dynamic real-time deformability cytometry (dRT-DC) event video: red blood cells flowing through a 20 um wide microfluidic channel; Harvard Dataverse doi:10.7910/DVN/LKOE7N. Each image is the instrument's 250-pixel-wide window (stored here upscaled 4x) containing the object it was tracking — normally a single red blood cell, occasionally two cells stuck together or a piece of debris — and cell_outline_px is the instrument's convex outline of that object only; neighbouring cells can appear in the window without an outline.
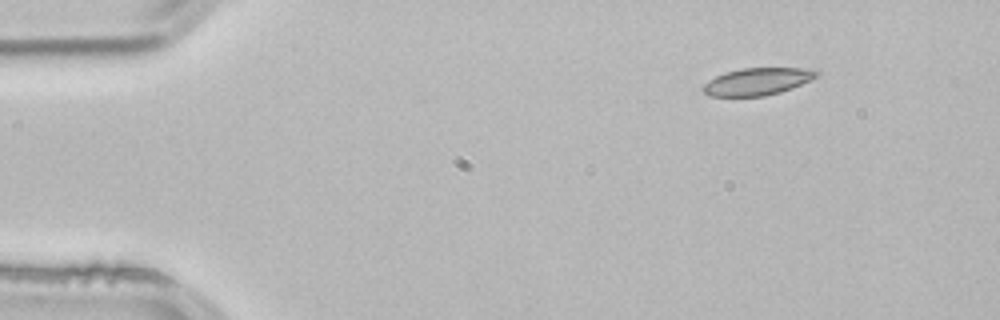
{"species": "common noctule bat (a hibernating species)", "species_latin": "Nyctalus noctula", "temperature_condition": "room temperature", "stored_images_in_passage": 3, "camera_frame_rate_fps": 3000, "um_per_image_px": 0.085, "animal": {"sex": "male", "body_mass_g": 21.5, "forearm_length_mm": 52.0}, "frame": {"image": 1, "passage_image": 1, "time_ms": 0.0, "image_size_px": [1000, 320], "cell_outline_px": [[820, 72], [816, 76], [792, 88], [780, 92], [764, 96], [708, 96], [700, 88], [708, 80], [716, 76], [740, 68], [812, 68]], "centroid_in_image_um": [64.35, 6.93], "position_along_channel_um": 20.7, "area_um2": 17.92}}
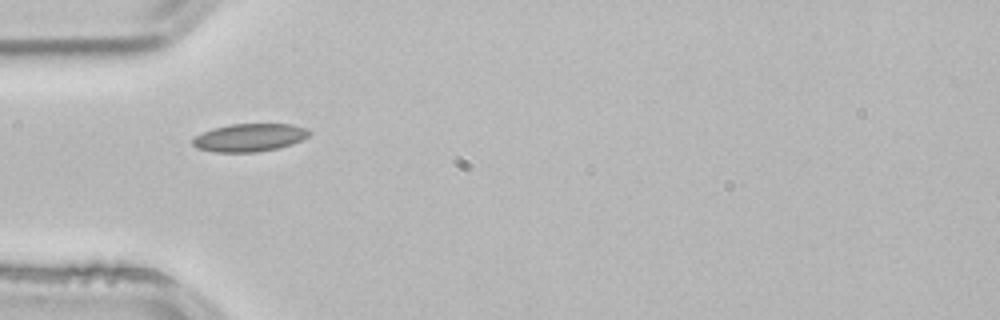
{"frame": {"image": 2, "passage_image": 3, "time_ms": 0.667, "image_size_px": [1000, 320], "cell_outline_px": [[312, 132], [308, 136], [292, 144], [276, 148], [256, 152], [212, 152], [196, 148], [192, 144], [192, 140], [196, 136], [212, 128], [232, 124], [292, 124], [304, 128]], "centroid_in_image_um": [21.18, 11.69], "position_along_channel_um": 63.8, "area_um2": 18.84}}